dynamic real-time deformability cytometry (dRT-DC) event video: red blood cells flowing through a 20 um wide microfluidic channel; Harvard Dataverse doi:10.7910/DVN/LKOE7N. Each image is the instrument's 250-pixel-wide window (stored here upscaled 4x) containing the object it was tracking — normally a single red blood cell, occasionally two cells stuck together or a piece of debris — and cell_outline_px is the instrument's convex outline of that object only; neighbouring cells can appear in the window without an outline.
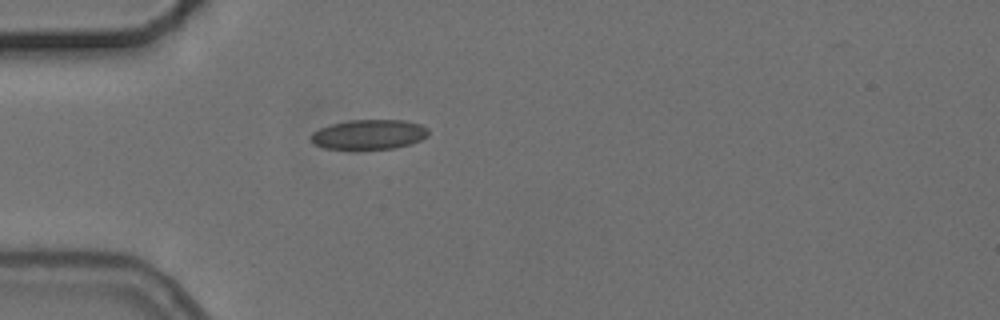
{"species": "common noctule bat (a hibernating species)", "species_latin": "Nyctalus noctula", "temperature_condition": "cold", "stored_images_in_passage": 5, "camera_frame_rate_fps": 3000, "um_per_image_px": 0.085, "animal": {"sex": "female", "body_mass_g": 24.6, "forearm_length_mm": 56.2}, "frame": {"image": 1, "passage_image": 5, "time_ms": 4.667, "image_size_px": [1000, 320], "cell_outline_px": [[428, 136], [412, 144], [392, 148], [356, 152], [324, 148], [316, 144], [312, 140], [312, 132], [320, 128], [332, 124], [348, 120], [404, 120], [420, 124], [428, 128]], "centroid_in_image_um": [31.36, 11.47], "position_along_channel_um": 53.6, "area_um2": 21.04}}